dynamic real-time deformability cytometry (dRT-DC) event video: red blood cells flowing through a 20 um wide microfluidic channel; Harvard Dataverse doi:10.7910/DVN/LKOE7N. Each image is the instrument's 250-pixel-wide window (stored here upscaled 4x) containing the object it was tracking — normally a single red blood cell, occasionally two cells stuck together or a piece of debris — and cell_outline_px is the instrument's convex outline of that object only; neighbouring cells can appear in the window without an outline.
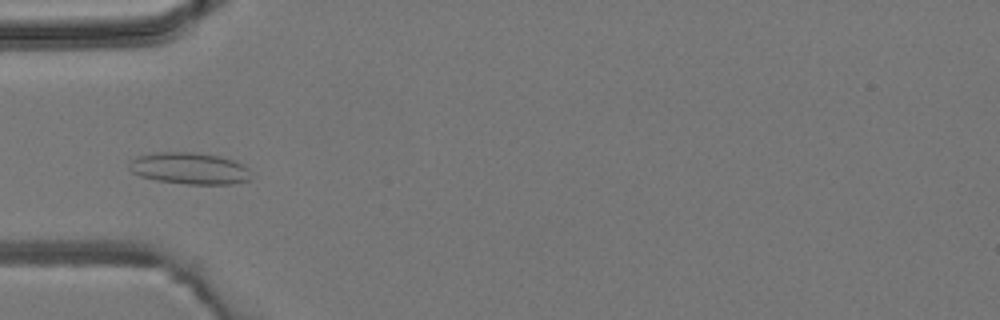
{"species": "common noctule bat (a hibernating species)", "species_latin": "Nyctalus noctula", "temperature_condition": "room temperature", "stored_images_in_passage": 5, "camera_frame_rate_fps": 3000, "um_per_image_px": 0.085, "animal": {"sex": "male", "body_mass_g": 19.2, "forearm_length_mm": 51.8}, "frame": {"image": 1, "passage_image": 4, "time_ms": 3.667, "image_size_px": [1000, 320], "cell_outline_px": [[248, 180], [228, 184], [188, 184], [156, 180], [140, 176], [132, 172], [128, 168], [128, 164], [136, 156], [152, 152], [192, 152], [220, 156], [236, 160], [244, 164], [248, 168]], "centroid_in_image_um": [16.06, 14.29], "position_along_channel_um": 68.9, "area_um2": 22.54}}